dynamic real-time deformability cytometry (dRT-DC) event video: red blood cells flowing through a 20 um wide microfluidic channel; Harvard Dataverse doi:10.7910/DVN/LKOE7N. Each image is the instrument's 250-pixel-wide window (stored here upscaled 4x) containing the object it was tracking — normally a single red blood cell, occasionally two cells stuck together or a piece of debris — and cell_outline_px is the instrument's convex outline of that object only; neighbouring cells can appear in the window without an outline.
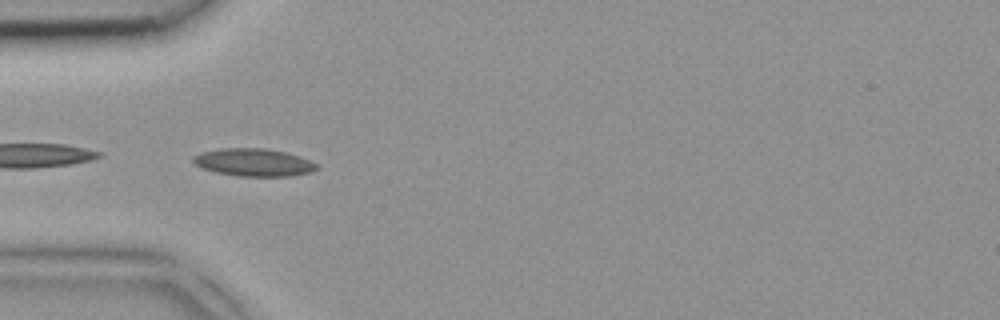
{"species": "common noctule bat (a hibernating species)", "species_latin": "Nyctalus noctula", "temperature_condition": "room temperature", "stored_images_in_passage": 5, "camera_frame_rate_fps": 3000, "um_per_image_px": 0.085, "animal": {"sex": "female", "body_mass_g": 18.4}, "frame": {"image": 1, "passage_image": 4, "time_ms": 1.0, "image_size_px": [1000, 320], "cell_outline_px": [[320, 168], [312, 172], [292, 176], [240, 176], [216, 172], [204, 168], [196, 164], [192, 160], [192, 156], [200, 152], [220, 148], [268, 148], [300, 156], [316, 164]], "centroid_in_image_um": [21.57, 13.79], "position_along_channel_um": 63.4, "area_um2": 19.94}}